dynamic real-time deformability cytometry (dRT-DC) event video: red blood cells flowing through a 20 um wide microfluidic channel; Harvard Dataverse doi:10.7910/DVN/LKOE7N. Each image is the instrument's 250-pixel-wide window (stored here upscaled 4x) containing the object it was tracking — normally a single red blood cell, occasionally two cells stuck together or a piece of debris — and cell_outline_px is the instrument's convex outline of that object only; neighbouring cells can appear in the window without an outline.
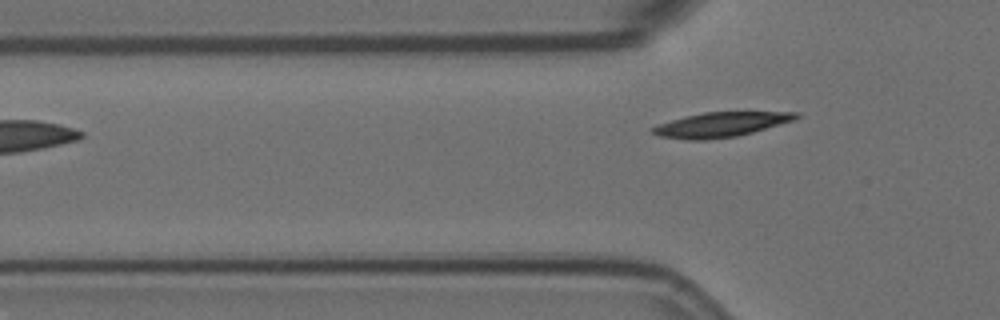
{"species": "Egyptian fruit bat (a non-hibernating species)", "species_latin": "Rousettus aegyptiacus", "temperature_condition": "room temperature", "stored_images_in_passage": 2, "camera_frame_rate_fps": 3000, "um_per_image_px": 0.085, "animal": {"sex": "female"}, "frame": {"image": 1, "passage_image": 2, "time_ms": 0.333, "image_size_px": [1000, 320], "cell_outline_px": [[800, 116], [796, 120], [752, 132], [736, 136], [704, 140], [688, 140], [660, 136], [652, 132], [648, 128], [656, 124], [684, 116], [704, 112], [800, 112]], "centroid_in_image_um": [61.24, 10.58], "position_along_channel_um": 64.6, "area_um2": 20.75}}